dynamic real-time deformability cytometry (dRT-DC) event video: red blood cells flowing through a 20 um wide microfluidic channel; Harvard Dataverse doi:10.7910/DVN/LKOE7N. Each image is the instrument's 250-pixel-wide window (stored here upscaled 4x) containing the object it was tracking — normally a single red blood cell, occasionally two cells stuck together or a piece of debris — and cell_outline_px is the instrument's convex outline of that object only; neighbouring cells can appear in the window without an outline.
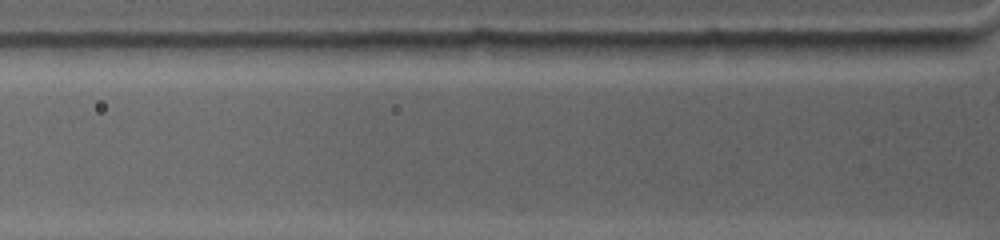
{"species": "common noctule bat (a hibernating species)", "species_latin": "Nyctalus noctula", "temperature_condition": "warm", "stored_images_in_passage": 2, "segment_of_instrument_passage": [2, 2], "camera_frame_rate_fps": 4500, "um_per_image_px": 0.085, "animal": {"sex": "female", "body_mass_g": 19.0, "forearm_length_mm": 53.3}, "frame": {"image": 1, "passage_image": 2, "time_ms": 0.222, "image_size_px": [1000, 240], "cell_outline_px": [[732, 48], [728, 60], [588, 60], [560, 44], [564, 40], [720, 40], [732, 44]], "centroid_in_image_um": [55.28, 4.23], "position_along_channel_um": 70.5, "area_um2": 22.83}}